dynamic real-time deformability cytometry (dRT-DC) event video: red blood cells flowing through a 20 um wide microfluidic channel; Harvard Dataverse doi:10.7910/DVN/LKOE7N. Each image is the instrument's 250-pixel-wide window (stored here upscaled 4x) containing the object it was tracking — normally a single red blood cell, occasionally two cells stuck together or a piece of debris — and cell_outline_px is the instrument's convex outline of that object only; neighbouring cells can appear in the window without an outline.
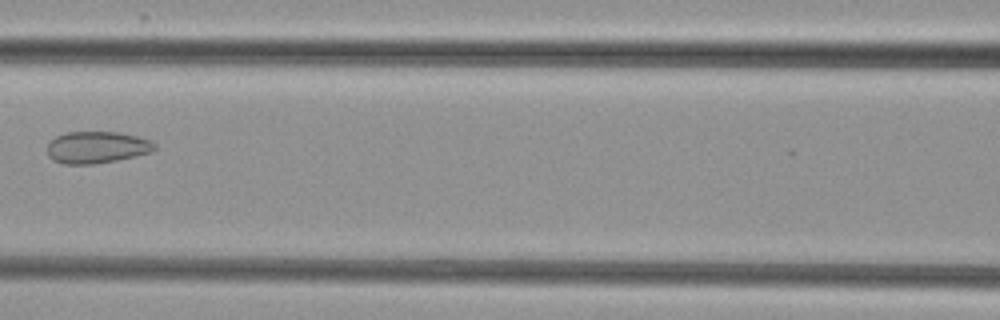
{"species": "common noctule bat (a hibernating species)", "species_latin": "Nyctalus noctula", "temperature_condition": "cold", "stored_images_in_passage": 4, "camera_frame_rate_fps": 3000, "um_per_image_px": 0.085, "animal": {"sex": "female", "body_mass_g": 29.2, "forearm_length_mm": 56.3}, "frame": {"image": 1, "passage_image": 3, "time_ms": 2.667, "image_size_px": [1000, 320], "cell_outline_px": [[156, 148], [152, 152], [136, 156], [116, 160], [92, 164], [64, 164], [52, 160], [48, 156], [48, 144], [56, 136], [64, 132], [120, 132], [152, 140], [156, 144]], "centroid_in_image_um": [8.25, 12.52], "position_along_channel_um": 158.4, "area_um2": 20.06}}
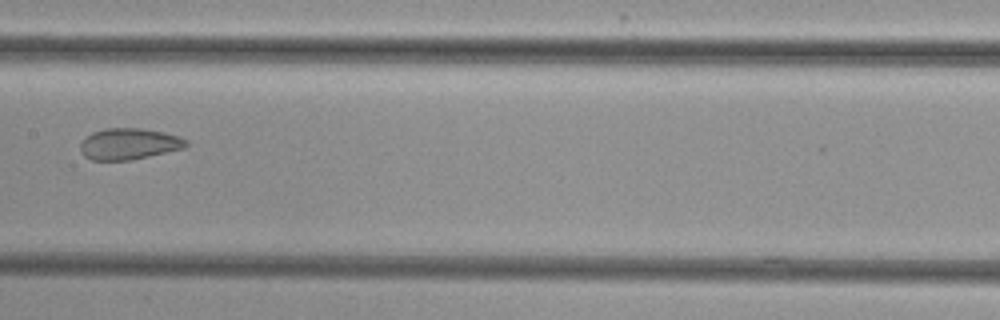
{"frame": {"image": 2, "passage_image": 4, "time_ms": 3.667, "image_size_px": [1000, 320], "cell_outline_px": [[188, 144], [184, 148], [132, 160], [92, 160], [84, 156], [80, 148], [80, 144], [92, 132], [104, 128], [140, 128], [164, 132], [180, 136], [188, 140]], "centroid_in_image_um": [10.99, 12.23], "position_along_channel_um": 196.4, "area_um2": 19.31}}